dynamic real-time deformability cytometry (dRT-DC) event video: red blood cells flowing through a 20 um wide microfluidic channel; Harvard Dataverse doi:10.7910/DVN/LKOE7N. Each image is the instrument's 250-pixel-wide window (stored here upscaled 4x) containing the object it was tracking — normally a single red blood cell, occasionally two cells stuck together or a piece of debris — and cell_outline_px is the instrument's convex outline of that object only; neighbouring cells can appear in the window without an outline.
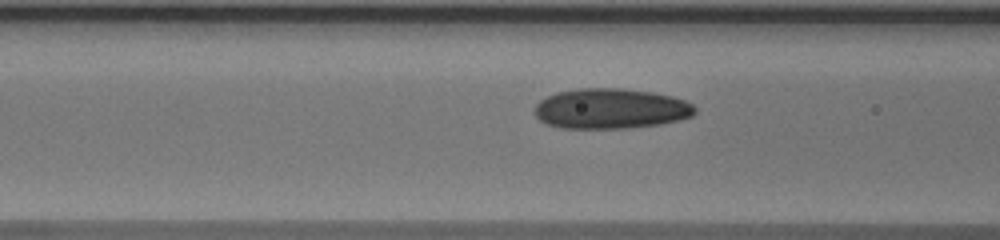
{"species": "human", "species_latin": "Homo sapiens", "temperature_condition": "warm", "stored_images_in_passage": 16, "camera_frame_rate_fps": 3000, "um_per_image_px": 0.085, "donor": {"sex": "male"}, "frame": {"image": 1, "passage_image": 14, "time_ms": 4.333, "image_size_px": [1000, 240], "cell_outline_px": [[696, 112], [692, 116], [680, 120], [660, 124], [628, 128], [560, 128], [544, 124], [536, 116], [536, 104], [540, 100], [556, 92], [576, 88], [620, 88], [652, 92], [672, 96], [684, 100], [692, 104], [696, 108]], "centroid_in_image_um": [51.91, 9.24], "position_along_channel_um": 114.7, "area_um2": 37.8}}